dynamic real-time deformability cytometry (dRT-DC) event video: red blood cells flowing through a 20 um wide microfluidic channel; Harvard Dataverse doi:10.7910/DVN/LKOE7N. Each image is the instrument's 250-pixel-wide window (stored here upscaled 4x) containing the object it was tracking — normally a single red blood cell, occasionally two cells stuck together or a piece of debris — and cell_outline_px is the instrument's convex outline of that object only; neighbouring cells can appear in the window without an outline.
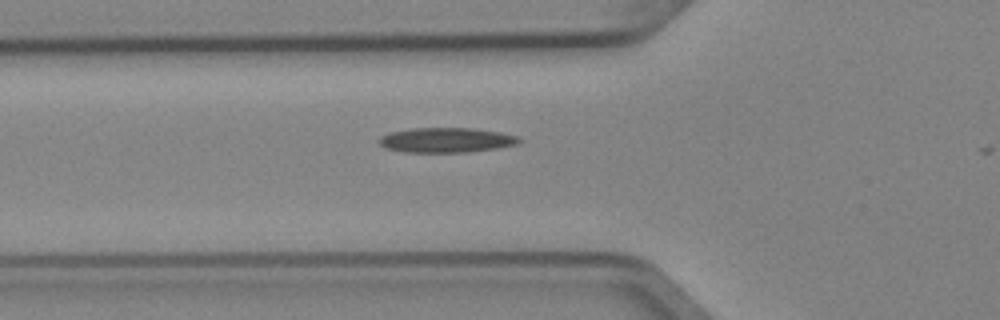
{"species": "Egyptian fruit bat (a non-hibernating species)", "species_latin": "Rousettus aegyptiacus", "temperature_condition": "cold", "stored_images_in_passage": 3, "segment_of_instrument_passage": [2, 2], "camera_frame_rate_fps": 3000, "um_per_image_px": 0.085, "animal": {"sex": "female"}, "frame": {"image": 1, "passage_image": 3, "time_ms": 0.667, "image_size_px": [1000, 320], "cell_outline_px": [[524, 140], [516, 144], [496, 148], [464, 152], [404, 152], [388, 148], [380, 144], [376, 140], [380, 136], [388, 132], [412, 128], [472, 128], [500, 132], [516, 136]], "centroid_in_image_um": [37.89, 11.9], "position_along_channel_um": 87.9, "area_um2": 20.23}}